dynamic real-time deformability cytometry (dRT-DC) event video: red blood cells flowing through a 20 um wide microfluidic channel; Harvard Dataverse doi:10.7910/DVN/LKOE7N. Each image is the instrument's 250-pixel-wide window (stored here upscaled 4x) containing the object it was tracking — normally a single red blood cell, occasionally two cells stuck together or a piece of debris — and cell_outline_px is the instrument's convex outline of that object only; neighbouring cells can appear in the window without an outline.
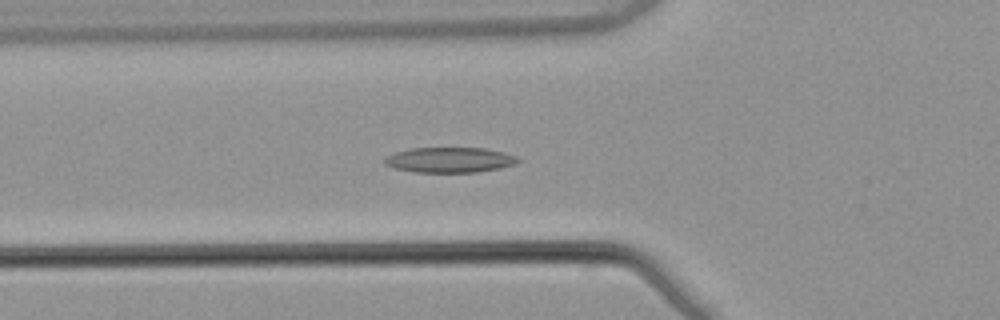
{"species": "common noctule bat (a hibernating species)", "species_latin": "Nyctalus noctula", "temperature_condition": "warm", "stored_images_in_passage": 45, "camera_frame_rate_fps": 3000, "um_per_image_px": 0.085, "animal": {"sex": "male", "body_mass_g": 21.5, "forearm_length_mm": 52.0}, "frame": {"image": 1, "passage_image": 18, "time_ms": 5.667, "image_size_px": [1000, 320], "cell_outline_px": [[520, 160], [512, 164], [500, 168], [476, 172], [412, 172], [396, 168], [384, 164], [384, 160], [388, 156], [396, 152], [412, 148], [484, 148], [504, 152], [516, 156]], "centroid_in_image_um": [38.22, 13.59], "position_along_channel_um": 87.6, "area_um2": 19.42}}
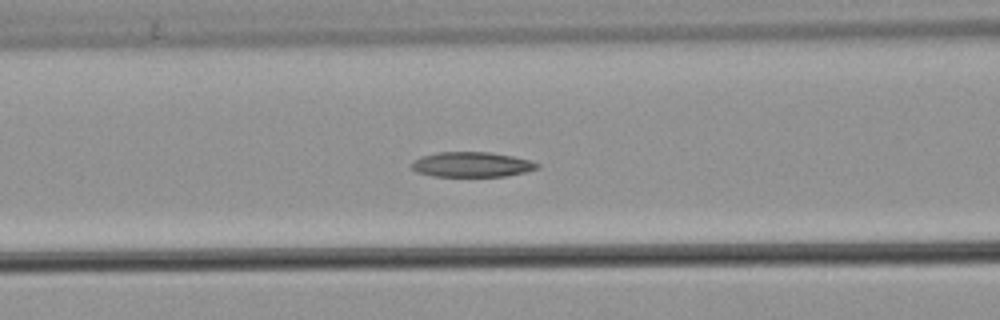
{"frame": {"image": 2, "passage_image": 21, "time_ms": 6.667, "image_size_px": [1000, 320], "cell_outline_px": [[540, 168], [524, 172], [504, 176], [432, 176], [416, 172], [412, 168], [412, 160], [420, 156], [436, 152], [492, 152], [532, 160], [540, 164]], "centroid_in_image_um": [40.09, 13.97], "position_along_channel_um": 126.5, "area_um2": 18.5}}
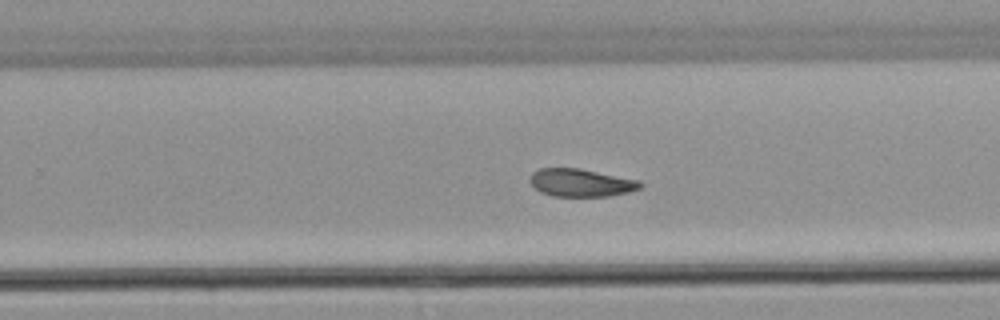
{"frame": {"image": 3, "passage_image": 33, "time_ms": 10.667, "image_size_px": [1000, 320], "cell_outline_px": [[644, 184], [640, 188], [628, 192], [608, 196], [552, 196], [540, 192], [528, 180], [532, 172], [540, 168], [580, 168], [640, 180]], "centroid_in_image_um": [49.38, 15.52], "position_along_channel_um": 280.4, "area_um2": 17.98}, "authors_computed_cell_mechanics": {"area_um2": 18.9584, "velocity_mm_per_s": 3.8592, "shape_relaxation_time_tau1_ms": null, "shape_relaxation_time_tau2_ms": 7.4569, "deformation_change_tau1": null, "deformation_change_tau2": 0.1493}}